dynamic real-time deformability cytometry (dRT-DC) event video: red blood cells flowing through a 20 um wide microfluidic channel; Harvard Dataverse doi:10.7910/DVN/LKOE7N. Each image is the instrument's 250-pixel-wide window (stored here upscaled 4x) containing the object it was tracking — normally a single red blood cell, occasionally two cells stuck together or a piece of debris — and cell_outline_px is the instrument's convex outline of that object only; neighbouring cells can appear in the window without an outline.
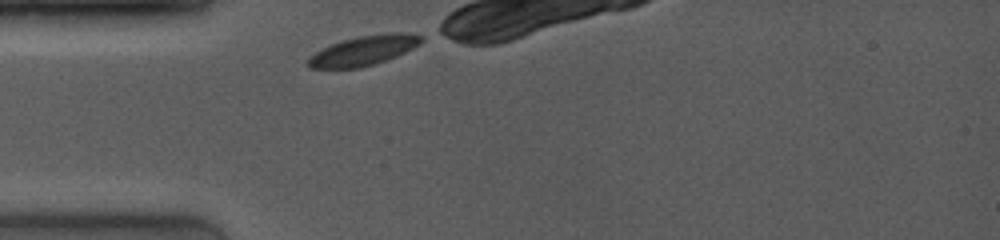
{"species": "common noctule bat (a hibernating species)", "species_latin": "Nyctalus noctula", "temperature_condition": "room temperature", "stored_images_in_passage": 18, "camera_frame_rate_fps": 4000, "um_per_image_px": 0.085, "animal": {"sex": "female", "body_mass_g": 19.0, "forearm_length_mm": 53.3}, "frame": {"image": 1, "passage_image": 1, "time_ms": 0.0, "image_size_px": [1000, 240], "cell_outline_px": [[424, 40], [420, 44], [396, 56], [360, 68], [308, 68], [304, 64], [316, 52], [340, 40], [360, 36], [392, 32], [408, 32], [424, 36]], "centroid_in_image_um": [30.93, 4.28], "position_along_channel_um": 54.1, "area_um2": 19.48}}